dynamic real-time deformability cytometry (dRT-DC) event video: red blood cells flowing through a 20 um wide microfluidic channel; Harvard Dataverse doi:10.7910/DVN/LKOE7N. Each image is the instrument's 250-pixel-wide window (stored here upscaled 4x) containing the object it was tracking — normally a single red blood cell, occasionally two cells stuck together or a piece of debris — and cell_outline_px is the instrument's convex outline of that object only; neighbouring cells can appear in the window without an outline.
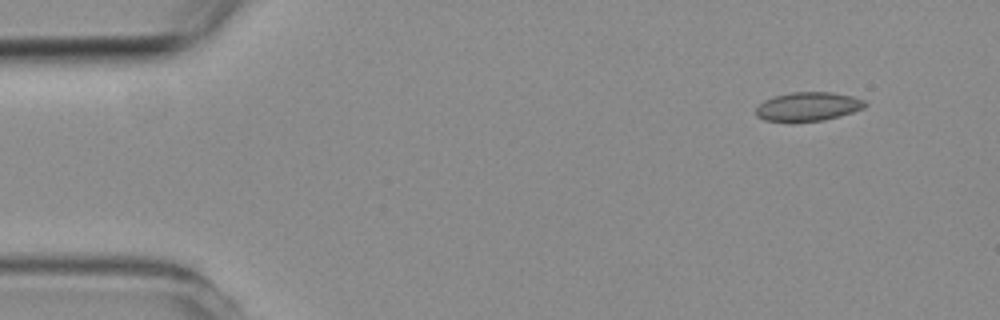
{"species": "common noctule bat (a hibernating species)", "species_latin": "Nyctalus noctula", "temperature_condition": "room temperature", "stored_images_in_passage": 3, "camera_frame_rate_fps": 3000, "um_per_image_px": 0.085, "animal": {"sex": "female", "body_mass_g": 19.3, "forearm_length_mm": 54.1}, "frame": {"image": 1, "passage_image": 1, "time_ms": 0.0, "image_size_px": [1000, 320], "cell_outline_px": [[868, 104], [864, 108], [840, 116], [824, 120], [764, 120], [756, 116], [756, 108], [764, 100], [776, 96], [792, 92], [832, 92], [852, 96], [864, 100]], "centroid_in_image_um": [68.72, 9.03], "position_along_channel_um": 16.3, "area_um2": 17.98}}
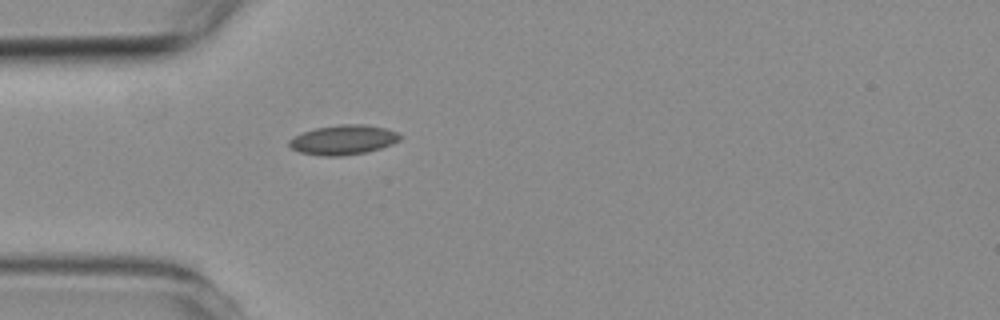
{"frame": {"image": 2, "passage_image": 3, "time_ms": 3.333, "image_size_px": [1000, 320], "cell_outline_px": [[400, 140], [392, 144], [368, 152], [340, 156], [324, 156], [300, 152], [292, 148], [288, 144], [288, 140], [304, 132], [316, 128], [344, 124], [360, 124], [384, 128], [396, 132], [400, 136]], "centroid_in_image_um": [29.18, 11.9], "position_along_channel_um": 55.8, "area_um2": 18.84}}